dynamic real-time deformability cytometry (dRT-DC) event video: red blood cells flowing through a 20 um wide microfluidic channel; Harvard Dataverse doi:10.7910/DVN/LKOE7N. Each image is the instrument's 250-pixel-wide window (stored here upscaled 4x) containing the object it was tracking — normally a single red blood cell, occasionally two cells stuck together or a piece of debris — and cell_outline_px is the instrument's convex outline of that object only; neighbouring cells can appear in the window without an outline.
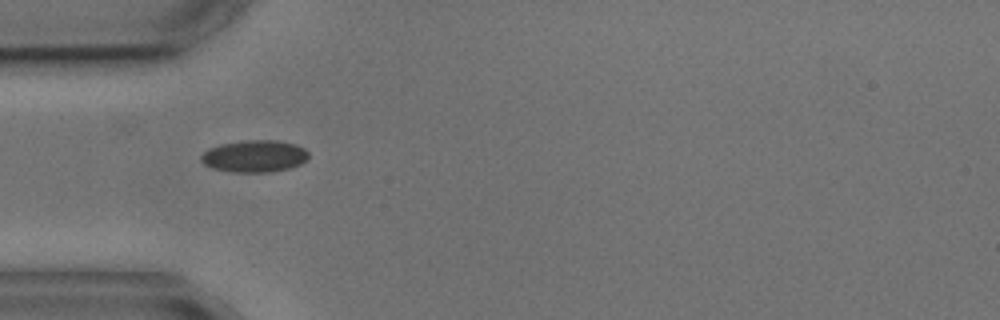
{"species": "common noctule bat (a hibernating species)", "species_latin": "Nyctalus noctula", "temperature_condition": "cold", "stored_images_in_passage": 2, "camera_frame_rate_fps": 3000, "um_per_image_px": 0.085, "animal": {"sex": "male", "body_mass_g": 17.9, "forearm_length_mm": 54.2}, "frame": {"image": 1, "passage_image": 1, "time_ms": 0.0, "image_size_px": [1000, 320], "cell_outline_px": [[308, 160], [300, 164], [288, 168], [272, 172], [232, 172], [212, 168], [204, 164], [200, 160], [200, 156], [208, 148], [220, 144], [244, 140], [276, 140], [296, 144], [304, 148], [308, 152]], "centroid_in_image_um": [21.62, 13.27], "position_along_channel_um": 63.4, "area_um2": 20.23}}